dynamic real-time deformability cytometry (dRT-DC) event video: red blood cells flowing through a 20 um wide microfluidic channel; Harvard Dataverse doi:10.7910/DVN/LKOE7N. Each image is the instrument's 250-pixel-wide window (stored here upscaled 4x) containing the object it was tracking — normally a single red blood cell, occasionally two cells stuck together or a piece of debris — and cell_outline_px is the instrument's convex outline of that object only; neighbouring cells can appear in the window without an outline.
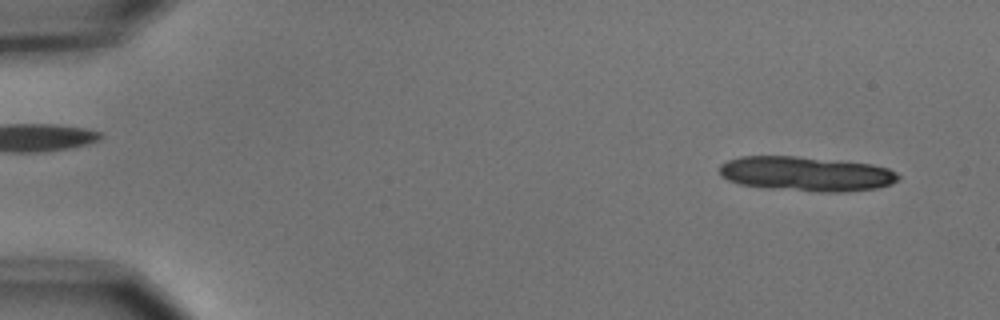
{"species": "common noctule bat (a hibernating species)", "species_latin": "Nyctalus noctula", "temperature_condition": "cold", "stored_images_in_passage": 13, "camera_frame_rate_fps": 3000, "um_per_image_px": 0.085, "animal": {"sex": "male", "body_mass_g": 15.6}, "frame": {"image": 1, "passage_image": 3, "time_ms": 0.667, "image_size_px": [1000, 320], "cell_outline_px": [[900, 180], [892, 184], [876, 188], [848, 192], [820, 192], [764, 188], [740, 184], [728, 180], [720, 176], [720, 164], [728, 160], [740, 156], [796, 156], [872, 164], [888, 168], [896, 172], [900, 176]], "centroid_in_image_um": [68.53, 14.78], "position_along_channel_um": 16.5, "area_um2": 36.41}}